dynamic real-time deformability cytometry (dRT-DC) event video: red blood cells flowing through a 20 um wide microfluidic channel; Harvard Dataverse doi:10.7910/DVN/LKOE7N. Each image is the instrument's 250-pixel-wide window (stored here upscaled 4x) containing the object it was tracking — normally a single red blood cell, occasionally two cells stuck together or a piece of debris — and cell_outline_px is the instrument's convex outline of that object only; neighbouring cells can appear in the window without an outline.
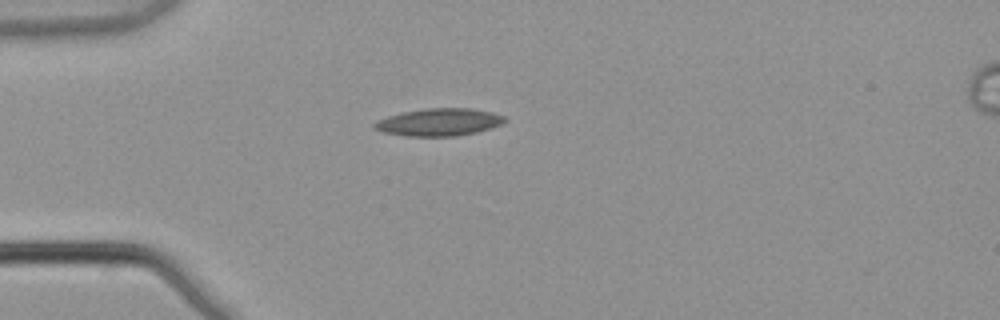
{"species": "common noctule bat (a hibernating species)", "species_latin": "Nyctalus noctula", "temperature_condition": "warm", "stored_images_in_passage": 1, "camera_frame_rate_fps": 3000, "um_per_image_px": 0.085, "animal": {"sex": "male", "body_mass_g": 21.5, "forearm_length_mm": 52.0}, "frame": {"image": 1, "passage_image": 1, "time_ms": 0.0, "image_size_px": [1000, 320], "cell_outline_px": [[508, 120], [504, 124], [476, 132], [456, 136], [408, 136], [384, 132], [372, 128], [372, 124], [388, 116], [404, 112], [428, 108], [472, 108], [492, 112], [504, 116]], "centroid_in_image_um": [37.37, 10.38], "position_along_channel_um": 47.6, "area_um2": 20.81}}